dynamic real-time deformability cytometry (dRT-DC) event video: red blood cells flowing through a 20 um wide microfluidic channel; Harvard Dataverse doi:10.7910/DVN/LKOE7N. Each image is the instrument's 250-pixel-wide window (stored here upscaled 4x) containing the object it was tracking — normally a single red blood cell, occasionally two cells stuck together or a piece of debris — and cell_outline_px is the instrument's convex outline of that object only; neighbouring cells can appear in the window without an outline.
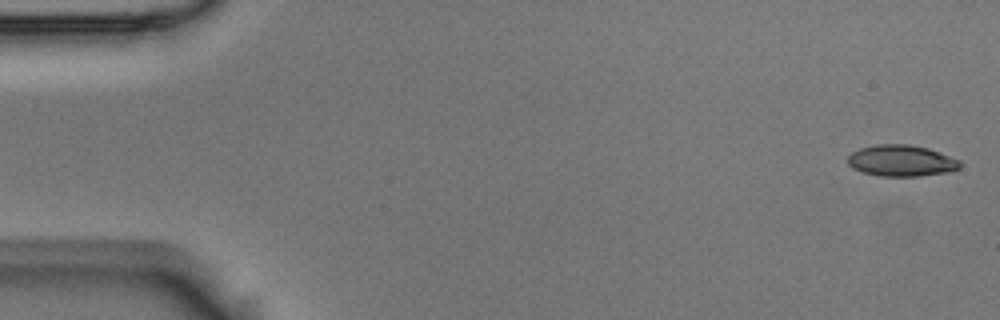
{"species": "Egyptian fruit bat (a non-hibernating species)", "species_latin": "Rousettus aegyptiacus", "temperature_condition": "room temperature", "stored_images_in_passage": 6, "camera_frame_rate_fps": 3000, "um_per_image_px": 0.085, "animal": {"sex": "male"}, "frame": {"image": 1, "passage_image": 1, "time_ms": 0.0, "image_size_px": [1000, 320], "cell_outline_px": [[960, 168], [952, 172], [920, 176], [880, 176], [864, 172], [852, 168], [848, 164], [848, 156], [852, 152], [860, 148], [876, 144], [908, 144], [928, 148], [960, 160]], "centroid_in_image_um": [76.63, 13.66], "position_along_channel_um": 8.4, "area_um2": 20.58}}